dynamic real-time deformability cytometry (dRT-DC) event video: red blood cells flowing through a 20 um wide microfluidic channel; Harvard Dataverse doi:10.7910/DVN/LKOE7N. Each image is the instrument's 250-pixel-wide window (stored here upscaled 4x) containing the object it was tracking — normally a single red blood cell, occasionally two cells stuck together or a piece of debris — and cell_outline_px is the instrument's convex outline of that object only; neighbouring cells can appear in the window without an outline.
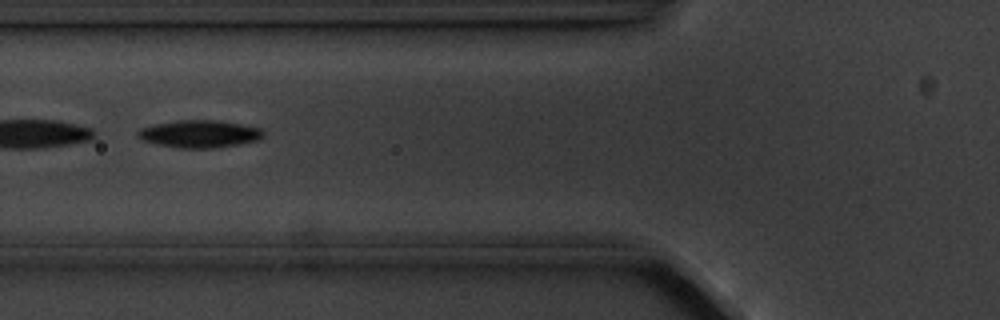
{"species": "common noctule bat (a hibernating species)", "species_latin": "Nyctalus noctula", "temperature_condition": "cold", "stored_images_in_passage": 9, "camera_frame_rate_fps": 3000, "um_per_image_px": 0.085, "animal": {"sex": "male", "body_mass_g": 20.1, "forearm_length_mm": 53.5}, "frame": {"image": 1, "passage_image": 2, "time_ms": 1.333, "image_size_px": [1000, 320], "cell_outline_px": [[264, 136], [256, 140], [240, 144], [212, 148], [180, 148], [160, 144], [144, 140], [136, 136], [136, 132], [140, 128], [152, 124], [176, 120], [216, 120], [240, 124], [260, 128], [264, 132]], "centroid_in_image_um": [16.93, 11.37], "position_along_channel_um": 108.9, "area_um2": 20.0}}